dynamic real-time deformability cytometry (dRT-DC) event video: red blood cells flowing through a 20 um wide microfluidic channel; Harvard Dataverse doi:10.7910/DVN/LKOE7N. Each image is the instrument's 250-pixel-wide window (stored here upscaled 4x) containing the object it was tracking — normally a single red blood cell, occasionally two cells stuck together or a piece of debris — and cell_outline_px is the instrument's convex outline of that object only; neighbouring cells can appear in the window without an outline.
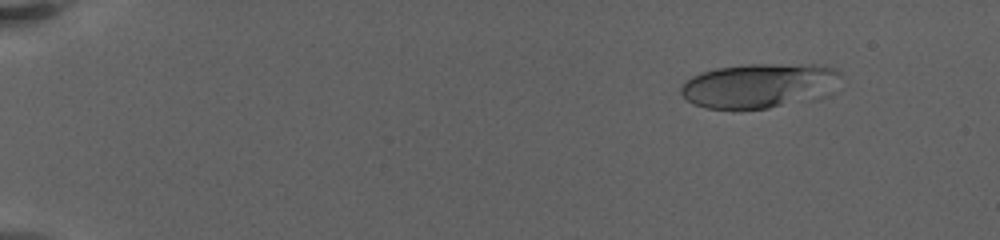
{"species": "human", "species_latin": "Homo sapiens", "temperature_condition": "warm", "stored_images_in_passage": 28, "camera_frame_rate_fps": 3000, "um_per_image_px": 0.085, "donor": {"sex": "female"}, "frame": {"image": 1, "passage_image": 7, "time_ms": 2.0, "image_size_px": [1000, 240], "cell_outline_px": [[840, 72], [780, 104], [768, 108], [704, 108], [688, 100], [680, 92], [680, 88], [684, 80], [700, 72], [716, 68], [748, 64], [812, 64], [832, 68]], "centroid_in_image_um": [63.97, 7.21], "position_along_channel_um": 21.0, "area_um2": 37.11}}
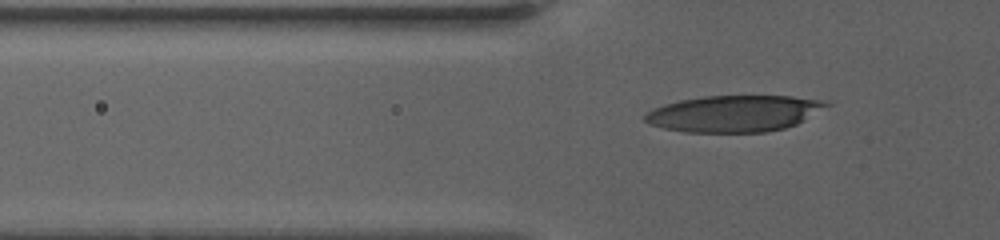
{"frame": {"image": 2, "passage_image": 22, "time_ms": 7.0, "image_size_px": [1000, 240], "cell_outline_px": [[832, 104], [804, 120], [796, 124], [784, 128], [764, 132], [684, 132], [664, 128], [652, 124], [644, 120], [644, 116], [652, 108], [664, 104], [680, 100], [704, 96], [792, 96], [828, 100]], "centroid_in_image_um": [62.44, 9.64], "position_along_channel_um": 63.4, "area_um2": 38.55}}
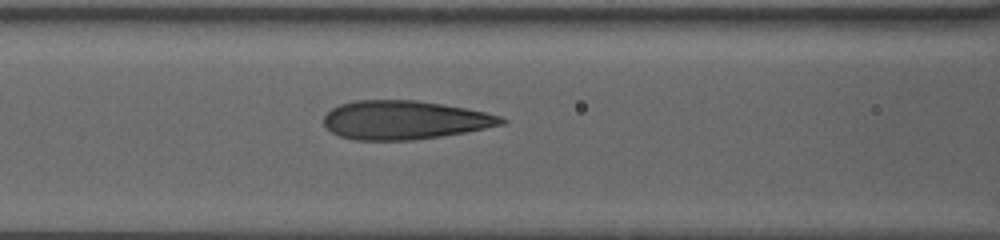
{"frame": {"image": 3, "passage_image": 28, "time_ms": 9.333, "image_size_px": [1000, 240], "cell_outline_px": [[508, 120], [504, 124], [464, 132], [440, 136], [412, 140], [356, 140], [340, 136], [332, 132], [324, 124], [324, 116], [332, 108], [340, 104], [356, 100], [416, 100], [464, 108], [484, 112], [500, 116]], "centroid_in_image_um": [34.36, 10.2], "position_along_channel_um": 132.2, "area_um2": 39.71}}